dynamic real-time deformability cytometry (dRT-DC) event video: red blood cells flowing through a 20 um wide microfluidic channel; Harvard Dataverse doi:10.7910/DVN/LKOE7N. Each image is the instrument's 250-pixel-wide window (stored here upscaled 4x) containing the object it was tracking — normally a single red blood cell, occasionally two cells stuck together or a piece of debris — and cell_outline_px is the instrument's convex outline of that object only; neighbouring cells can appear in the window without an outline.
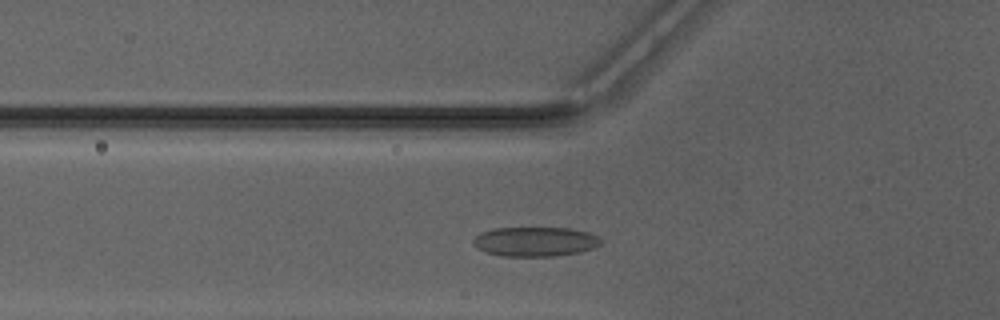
{"species": "Egyptian fruit bat (a non-hibernating species)", "species_latin": "Rousettus aegyptiacus", "temperature_condition": "warm", "stored_images_in_passage": 33, "camera_frame_rate_fps": 3000, "um_per_image_px": 0.085, "animal": {"sex": "male"}, "frame": {"image": 1, "passage_image": 9, "time_ms": 2.667, "image_size_px": [1000, 320], "cell_outline_px": [[600, 244], [596, 248], [580, 252], [556, 256], [500, 256], [484, 252], [476, 248], [472, 244], [472, 240], [480, 232], [492, 228], [568, 228], [588, 232], [600, 236]], "centroid_in_image_um": [45.46, 20.54], "position_along_channel_um": 80.3, "area_um2": 22.25}}
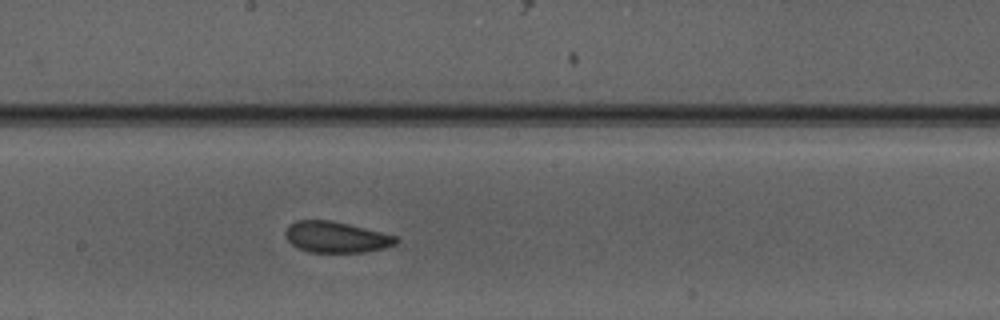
{"frame": {"image": 2, "passage_image": 19, "time_ms": 6.0, "image_size_px": [1000, 320], "cell_outline_px": [[400, 240], [396, 244], [384, 248], [364, 252], [308, 252], [292, 244], [284, 236], [284, 232], [288, 224], [296, 220], [332, 220], [396, 236]], "centroid_in_image_um": [28.54, 20.15], "position_along_channel_um": 219.7, "area_um2": 20.0}}
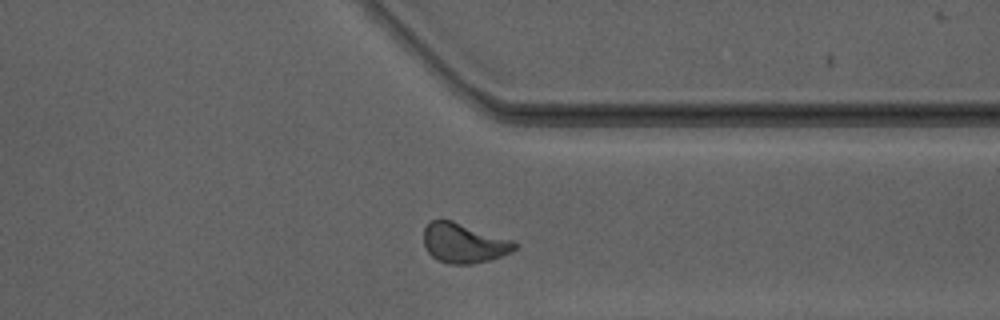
{"frame": {"image": 3, "passage_image": 30, "time_ms": 9.667, "image_size_px": [1000, 320], "cell_outline_px": [[520, 244], [512, 252], [492, 260], [472, 264], [448, 264], [436, 260], [428, 252], [424, 244], [424, 228], [432, 220], [452, 220], [512, 240]], "centroid_in_image_um": [39.45, 20.68], "position_along_channel_um": 372.0, "area_um2": 21.21}, "authors_computed_cell_mechanics": {"area_um2": 20.8658, "velocity_mm_per_s": 4.1668, "shape_relaxation_time_tau1_ms": 8.7628, "shape_relaxation_time_tau2_ms": 1.8583, "deformation_change_tau1": 0.1682, "deformation_change_tau2": 0.0776}}